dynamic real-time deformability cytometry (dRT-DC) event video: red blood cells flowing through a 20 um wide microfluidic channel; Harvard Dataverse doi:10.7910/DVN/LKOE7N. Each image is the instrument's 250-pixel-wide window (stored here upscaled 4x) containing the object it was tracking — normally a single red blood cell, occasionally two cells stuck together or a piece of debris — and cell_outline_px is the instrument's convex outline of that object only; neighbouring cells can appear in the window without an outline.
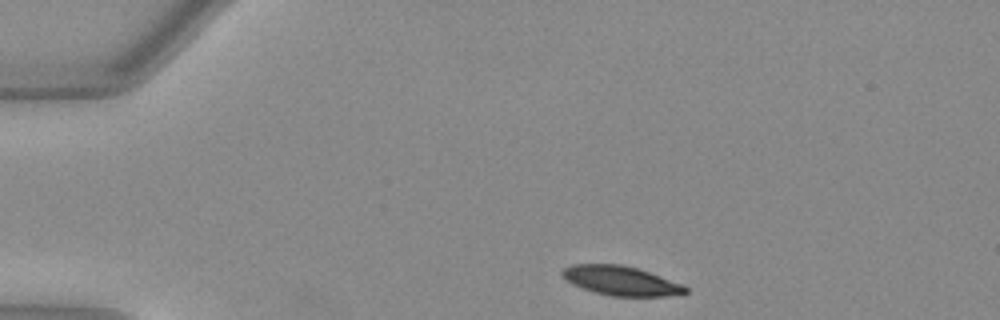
{"species": "Egyptian fruit bat (a non-hibernating species)", "species_latin": "Rousettus aegyptiacus", "temperature_condition": "warm", "stored_images_in_passage": 35, "camera_frame_rate_fps": 3000, "um_per_image_px": 0.085, "animal": {"sex": "female"}, "frame": {"image": 1, "passage_image": 1, "time_ms": 0.0, "image_size_px": [1000, 320], "cell_outline_px": [[688, 292], [664, 296], [612, 296], [596, 292], [572, 284], [560, 272], [564, 268], [572, 264], [620, 264], [636, 268], [648, 272], [680, 284], [688, 288]], "centroid_in_image_um": [52.74, 23.85], "position_along_channel_um": 32.3, "area_um2": 20.52}}
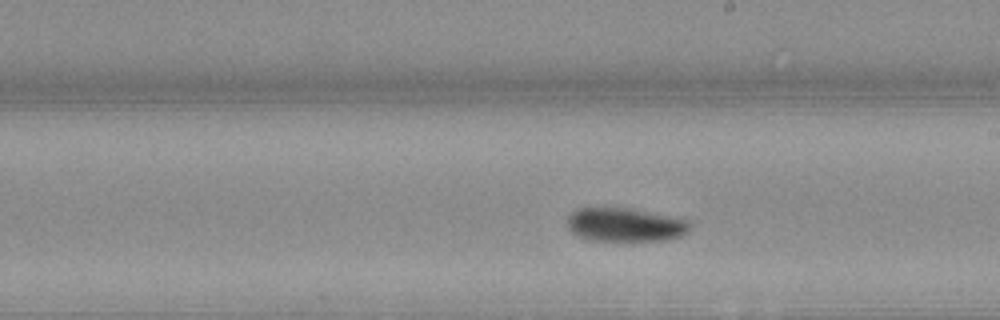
{"frame": {"image": 2, "passage_image": 21, "time_ms": 6.667, "image_size_px": [1000, 320], "cell_outline_px": [[692, 228], [688, 232], [680, 236], [668, 240], [588, 240], [576, 236], [568, 228], [568, 216], [572, 212], [580, 208], [632, 208], [688, 220]], "centroid_in_image_um": [53.14, 19.11], "position_along_channel_um": 235.9, "area_um2": 24.04}}
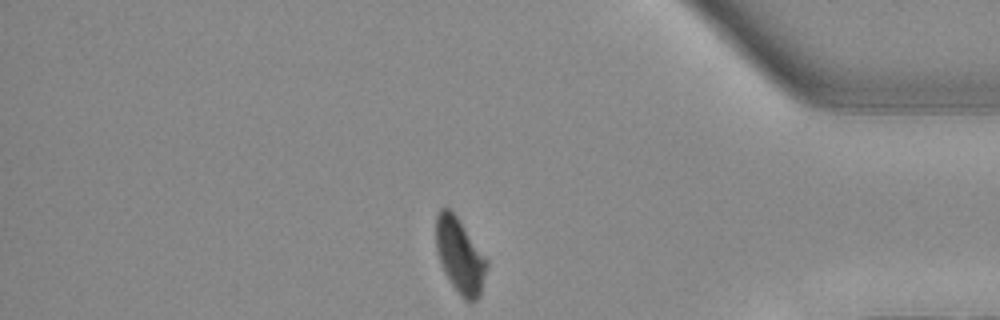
{"frame": {"image": 3, "passage_image": 35, "time_ms": 11.333, "image_size_px": [1000, 320], "cell_outline_px": [[488, 264], [480, 296], [472, 304], [464, 300], [460, 296], [444, 272], [436, 248], [436, 216], [440, 208], [448, 208], [456, 216], [488, 260]], "centroid_in_image_um": [39.1, 21.78], "position_along_channel_um": 396.1, "area_um2": 22.02}, "authors_computed_cell_mechanics": {"area_um2": 23.5824, "velocity_mm_per_s": 3.9867, "shape_relaxation_time_tau1_ms": 6.141, "shape_relaxation_time_tau2_ms": null, "deformation_change_tau1": 0.2144, "deformation_change_tau2": null}}